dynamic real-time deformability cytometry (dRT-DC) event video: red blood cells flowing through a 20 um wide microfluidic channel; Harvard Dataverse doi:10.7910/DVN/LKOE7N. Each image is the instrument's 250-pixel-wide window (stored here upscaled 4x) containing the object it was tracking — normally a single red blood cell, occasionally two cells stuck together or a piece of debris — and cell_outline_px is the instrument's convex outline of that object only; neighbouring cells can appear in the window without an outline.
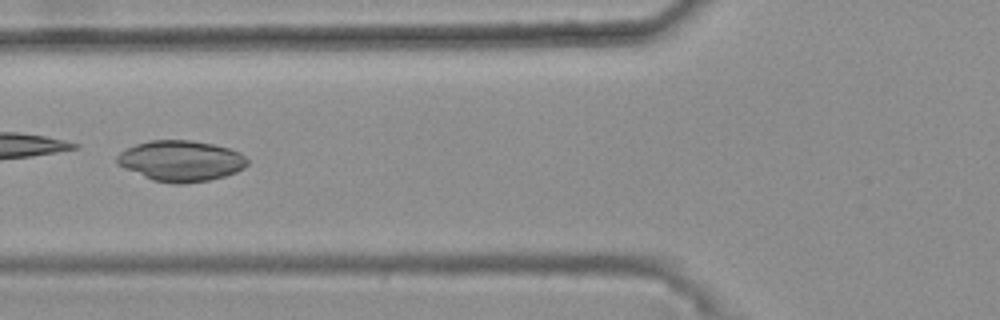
{"species": "common noctule bat (a hibernating species)", "species_latin": "Nyctalus noctula", "temperature_condition": "warm", "stored_images_in_passage": 46, "camera_frame_rate_fps": 3000, "um_per_image_px": 0.085, "animal": {"sex": "female", "body_mass_g": 25.1}, "frame": {"image": 1, "passage_image": 20, "time_ms": 6.333, "image_size_px": [1000, 320], "cell_outline_px": [[248, 164], [244, 168], [236, 172], [224, 176], [208, 180], [184, 184], [172, 184], [152, 180], [124, 168], [116, 164], [116, 156], [120, 152], [136, 144], [148, 140], [192, 140], [212, 144], [228, 148], [240, 152], [248, 160]], "centroid_in_image_um": [15.36, 13.68], "position_along_channel_um": 110.4, "area_um2": 31.1}}